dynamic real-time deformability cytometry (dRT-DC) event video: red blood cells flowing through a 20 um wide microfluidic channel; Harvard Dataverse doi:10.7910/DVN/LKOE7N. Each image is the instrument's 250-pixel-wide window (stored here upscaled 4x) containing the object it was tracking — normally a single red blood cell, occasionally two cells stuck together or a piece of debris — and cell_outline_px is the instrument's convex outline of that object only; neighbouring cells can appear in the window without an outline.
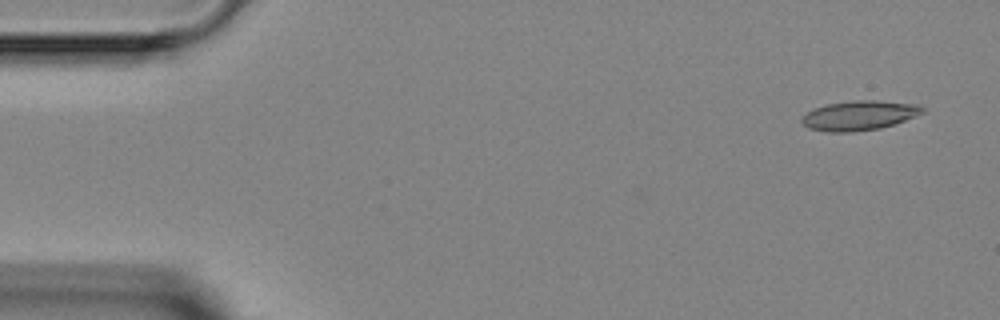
{"species": "Egyptian fruit bat (a non-hibernating species)", "species_latin": "Rousettus aegyptiacus", "temperature_condition": "room temperature", "stored_images_in_passage": 4, "camera_frame_rate_fps": 3000, "um_per_image_px": 0.085, "animal": {"sex": "female"}, "frame": {"image": 1, "passage_image": 1, "time_ms": 0.0, "image_size_px": [1000, 320], "cell_outline_px": [[924, 112], [904, 120], [880, 128], [852, 132], [828, 132], [808, 128], [800, 120], [808, 112], [816, 108], [828, 104], [856, 100], [876, 100], [920, 104], [924, 108]], "centroid_in_image_um": [73.05, 9.81], "position_along_channel_um": 11.9, "area_um2": 20.58}}